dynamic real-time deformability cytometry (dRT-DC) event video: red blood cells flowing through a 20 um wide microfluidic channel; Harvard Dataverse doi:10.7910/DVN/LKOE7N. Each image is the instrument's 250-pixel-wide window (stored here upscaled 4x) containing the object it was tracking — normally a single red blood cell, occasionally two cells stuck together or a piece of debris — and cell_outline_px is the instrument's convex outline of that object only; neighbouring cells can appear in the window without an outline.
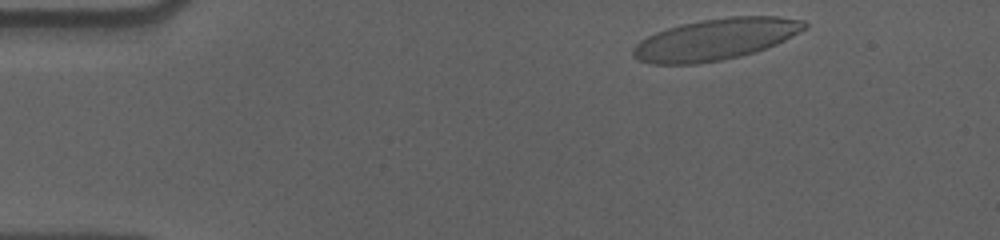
{"species": "human", "species_latin": "Homo sapiens", "temperature_condition": "cold", "stored_images_in_passage": 51, "camera_frame_rate_fps": 3000, "um_per_image_px": 0.085, "donor": {"sex": "male"}, "frame": {"image": 1, "passage_image": 2, "time_ms": 0.333, "image_size_px": [1000, 240], "cell_outline_px": [[808, 28], [776, 44], [740, 56], [720, 60], [696, 64], [652, 64], [640, 60], [632, 56], [632, 48], [640, 40], [656, 32], [680, 24], [700, 20], [728, 16], [776, 16], [804, 20], [808, 24]], "centroid_in_image_um": [60.82, 3.33], "position_along_channel_um": 24.2, "area_um2": 41.33}}
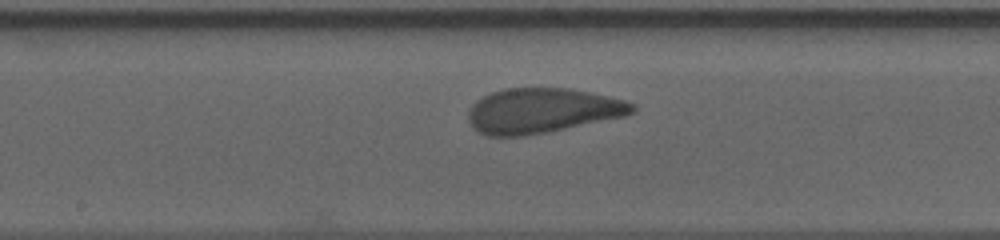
{"frame": {"image": 2, "passage_image": 24, "time_ms": 7.667, "image_size_px": [1000, 240], "cell_outline_px": [[636, 108], [628, 116], [548, 132], [524, 136], [488, 136], [476, 132], [472, 128], [468, 120], [468, 112], [472, 104], [476, 100], [492, 92], [504, 88], [572, 88], [624, 100], [636, 104]], "centroid_in_image_um": [46.08, 9.41], "position_along_channel_um": 202.1, "area_um2": 43.35}}
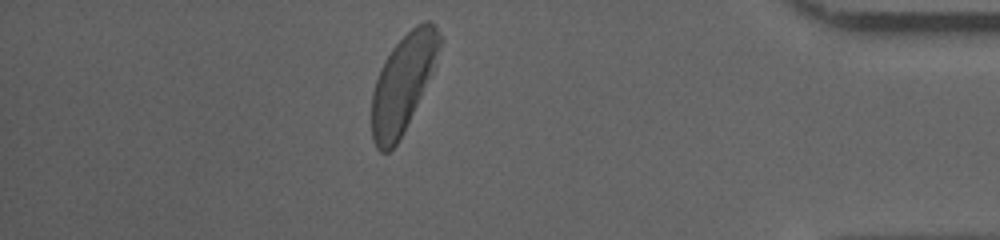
{"frame": {"image": 3, "passage_image": 44, "time_ms": 14.333, "image_size_px": [1000, 240], "cell_outline_px": [[444, 40], [436, 64], [396, 144], [388, 152], [380, 152], [376, 148], [372, 140], [372, 92], [380, 68], [384, 60], [392, 48], [416, 24], [424, 20], [428, 20], [436, 24]], "centroid_in_image_um": [34.27, 6.99], "position_along_channel_um": 400.9, "area_um2": 38.09}, "authors_computed_cell_mechanics": {"area_um2": 42.3674, "velocity_mm_per_s": 3.5425, "shape_relaxation_time_tau1_ms": 4.4959, "shape_relaxation_time_tau2_ms": 0.7916, "deformation_change_tau1": 0.1584, "deformation_change_tau2": 0.0702}}